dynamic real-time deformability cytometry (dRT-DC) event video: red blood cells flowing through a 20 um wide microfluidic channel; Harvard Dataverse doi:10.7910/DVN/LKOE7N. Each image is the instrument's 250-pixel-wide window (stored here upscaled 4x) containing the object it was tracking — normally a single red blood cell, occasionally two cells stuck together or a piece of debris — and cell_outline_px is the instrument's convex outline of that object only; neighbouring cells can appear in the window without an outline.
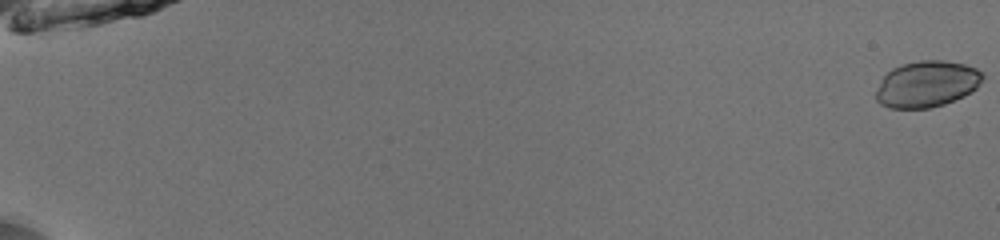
{"species": "common noctule bat (a hibernating species)", "species_latin": "Nyctalus noctula", "temperature_condition": "room temperature", "stored_images_in_passage": 54, "camera_frame_rate_fps": 3000, "um_per_image_px": 0.085, "animal": {"sex": "male", "body_mass_g": 13.0, "forearm_length_mm": 53.1}, "frame": {"image": 1, "passage_image": 1, "time_ms": 0.0, "image_size_px": [1000, 240], "cell_outline_px": [[984, 76], [976, 88], [964, 96], [944, 104], [928, 108], [888, 108], [880, 104], [876, 100], [876, 88], [884, 76], [892, 68], [900, 64], [920, 60], [944, 60], [964, 64], [976, 68]], "centroid_in_image_um": [78.75, 7.14], "position_along_channel_um": 6.2, "area_um2": 28.78}}
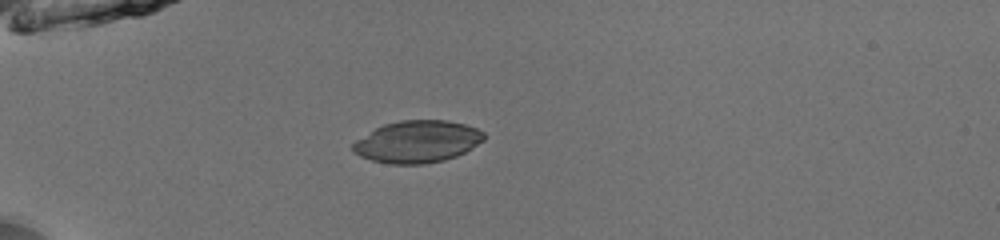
{"frame": {"image": 2, "passage_image": 18, "time_ms": 5.667, "image_size_px": [1000, 240], "cell_outline_px": [[484, 140], [464, 152], [456, 156], [444, 160], [424, 164], [388, 164], [372, 160], [360, 156], [352, 152], [352, 144], [356, 140], [376, 128], [384, 124], [400, 120], [448, 120], [464, 124], [476, 128], [484, 132]], "centroid_in_image_um": [35.46, 12.04], "position_along_channel_um": 49.5, "area_um2": 32.08}}